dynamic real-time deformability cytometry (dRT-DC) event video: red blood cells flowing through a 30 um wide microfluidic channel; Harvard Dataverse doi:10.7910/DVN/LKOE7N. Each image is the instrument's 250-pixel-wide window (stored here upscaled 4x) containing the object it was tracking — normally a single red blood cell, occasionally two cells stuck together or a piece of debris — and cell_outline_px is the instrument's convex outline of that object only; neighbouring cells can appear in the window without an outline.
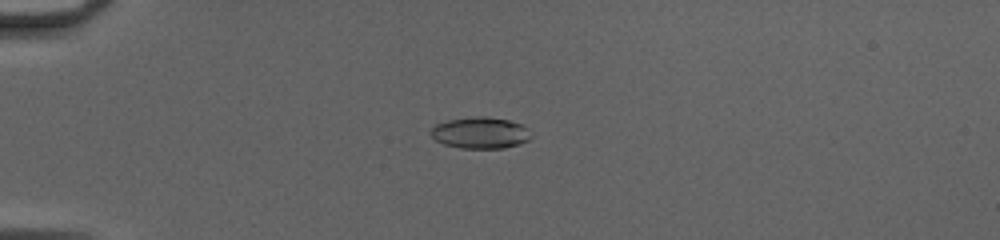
{"species": "common noctule bat (a hibernating species)", "species_latin": "Nyctalus noctula", "temperature_condition": "cold", "stored_images_in_passage": 51, "camera_frame_rate_fps": 3000, "um_per_image_px": 0.085, "animal": {"sex": "female", "body_mass_g": 20.0, "forearm_length_mm": 54.0}, "frame": {"image": 1, "passage_image": 15, "time_ms": 4.667, "image_size_px": [1000, 240], "cell_outline_px": [[532, 136], [528, 140], [520, 144], [504, 148], [460, 148], [444, 144], [436, 140], [428, 132], [436, 124], [448, 120], [476, 116], [484, 116], [508, 120], [520, 124], [528, 128]], "centroid_in_image_um": [40.83, 11.29], "position_along_channel_um": 44.2, "area_um2": 18.38}}
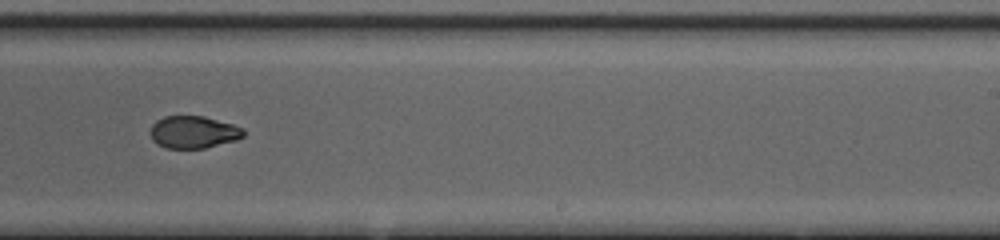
{"frame": {"image": 2, "passage_image": 34, "time_ms": 11.0, "image_size_px": [1000, 240], "cell_outline_px": [[244, 136], [236, 140], [204, 148], [164, 148], [156, 144], [152, 140], [152, 124], [156, 120], [164, 116], [204, 116], [232, 124], [244, 128]], "centroid_in_image_um": [16.44, 11.23], "position_along_channel_um": 272.6, "area_um2": 17.51}}
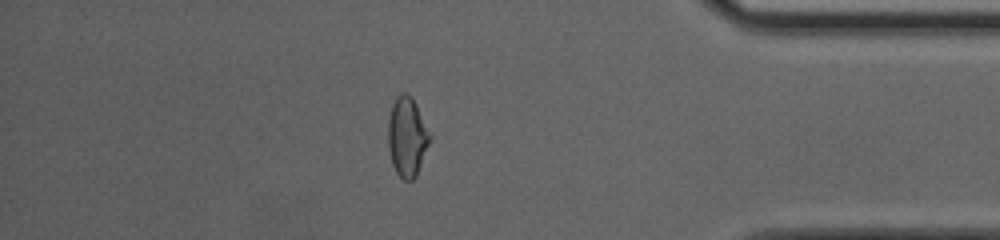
{"frame": {"image": 3, "passage_image": 45, "time_ms": 14.667, "image_size_px": [1000, 240], "cell_outline_px": [[432, 140], [416, 176], [412, 180], [404, 180], [396, 172], [392, 164], [388, 148], [388, 120], [392, 104], [396, 96], [400, 92], [404, 92], [412, 96], [432, 136]], "centroid_in_image_um": [34.62, 11.61], "position_along_channel_um": 400.6, "area_um2": 19.65}, "authors_computed_cell_mechanics": {"area_um2": 18.8428, "velocity_mm_per_s": 4.1957, "shape_relaxation_time_tau1_ms": 10.1376, "shape_relaxation_time_tau2_ms": 1.8159, "deformation_change_tau1": 0.2621, "deformation_change_tau2": 0.0609}}